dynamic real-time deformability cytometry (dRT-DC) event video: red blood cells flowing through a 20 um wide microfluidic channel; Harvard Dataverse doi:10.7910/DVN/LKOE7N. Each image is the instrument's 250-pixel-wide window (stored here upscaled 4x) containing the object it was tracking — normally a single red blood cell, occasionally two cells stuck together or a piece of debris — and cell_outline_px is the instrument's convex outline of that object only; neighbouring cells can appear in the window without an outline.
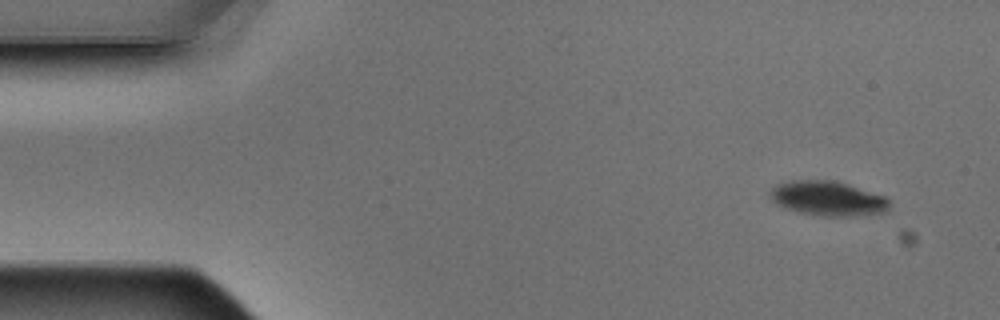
{"species": "Egyptian fruit bat (a non-hibernating species)", "species_latin": "Rousettus aegyptiacus", "temperature_condition": "warm", "stored_images_in_passage": 4, "camera_frame_rate_fps": 3000, "um_per_image_px": 0.085, "animal": {"sex": "male"}, "frame": {"image": 1, "passage_image": 1, "time_ms": 0.0, "image_size_px": [1000, 320], "cell_outline_px": [[888, 208], [884, 212], [852, 216], [820, 216], [800, 212], [776, 204], [768, 196], [768, 192], [776, 184], [792, 180], [836, 180], [884, 196], [888, 200]], "centroid_in_image_um": [70.31, 16.85], "position_along_channel_um": 14.7, "area_um2": 23.99}}
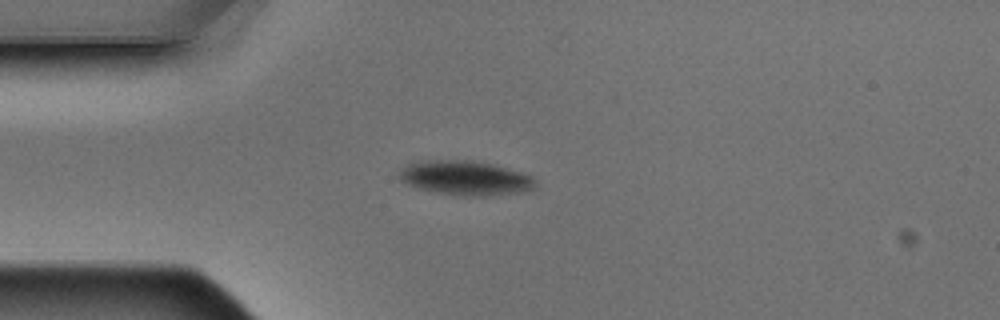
{"frame": {"image": 2, "passage_image": 4, "time_ms": 1.0, "image_size_px": [1000, 320], "cell_outline_px": [[536, 184], [532, 188], [520, 192], [488, 196], [460, 196], [436, 192], [420, 188], [408, 184], [400, 180], [396, 176], [400, 168], [408, 164], [424, 160], [472, 160], [520, 172], [532, 176], [536, 180]], "centroid_in_image_um": [39.5, 15.13], "position_along_channel_um": 45.5, "area_um2": 27.17}}